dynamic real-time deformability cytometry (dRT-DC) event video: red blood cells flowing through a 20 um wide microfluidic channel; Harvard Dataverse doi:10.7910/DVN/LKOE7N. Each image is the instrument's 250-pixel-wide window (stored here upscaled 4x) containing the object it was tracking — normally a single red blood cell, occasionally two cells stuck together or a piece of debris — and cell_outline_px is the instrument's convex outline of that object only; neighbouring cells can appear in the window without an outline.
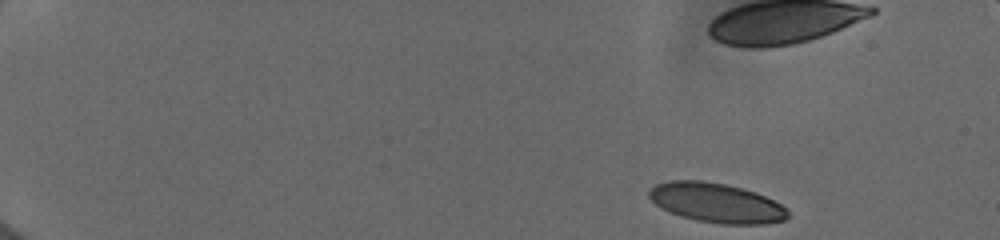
{"species": "human", "species_latin": "Homo sapiens", "temperature_condition": "cold", "stored_images_in_passage": 16, "camera_frame_rate_fps": 3000, "um_per_image_px": 0.085, "donor": {"sex": "female"}, "frame": {"image": 1, "passage_image": 1, "time_ms": 0.0, "image_size_px": [1000, 240], "cell_outline_px": [[788, 216], [784, 220], [764, 224], [720, 224], [696, 220], [680, 216], [656, 204], [648, 196], [648, 192], [656, 184], [668, 180], [704, 180], [724, 184], [756, 192], [788, 208]], "centroid_in_image_um": [60.9, 17.24], "position_along_channel_um": 24.1, "area_um2": 31.79}}
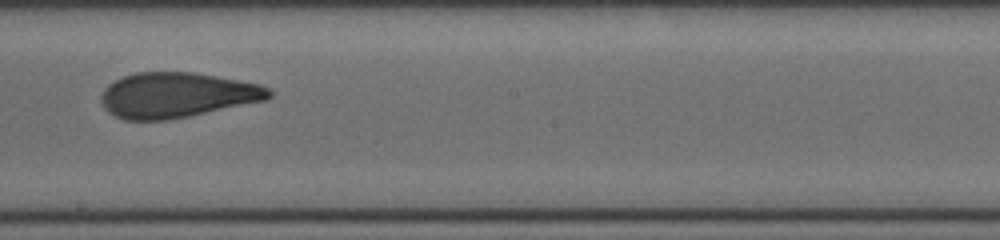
{"frame": {"image": 2, "passage_image": 10, "time_ms": 9.667, "image_size_px": [1000, 240], "cell_outline_px": [[272, 96], [264, 100], [188, 116], [168, 120], [124, 120], [108, 112], [104, 108], [100, 100], [100, 96], [104, 88], [108, 84], [124, 76], [136, 72], [192, 72], [260, 84], [268, 88], [272, 92]], "centroid_in_image_um": [14.98, 8.08], "position_along_channel_um": 233.2, "area_um2": 43.93}}
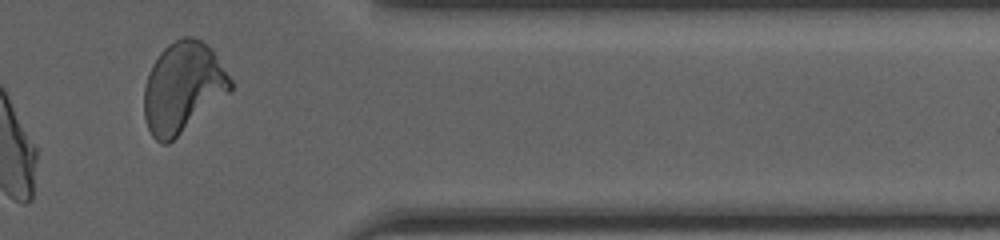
{"frame": {"image": 3, "passage_image": 14, "time_ms": 14.0, "image_size_px": [1000, 240], "cell_outline_px": [[232, 88], [228, 92], [168, 144], [160, 144], [152, 136], [148, 128], [144, 116], [144, 88], [148, 72], [152, 64], [160, 52], [168, 44], [184, 36], [192, 36], [200, 40], [212, 48], [232, 80]], "centroid_in_image_um": [15.51, 7.41], "position_along_channel_um": 395.9, "area_um2": 45.14}, "authors_computed_cell_mechanics": {"area_um2": 43.35, "velocity_mm_per_s": 3.96, "shape_relaxation_time_tau1_ms": null, "shape_relaxation_time_tau2_ms": 2.1991, "deformation_change_tau1": null, "deformation_change_tau2": 0.0869}}